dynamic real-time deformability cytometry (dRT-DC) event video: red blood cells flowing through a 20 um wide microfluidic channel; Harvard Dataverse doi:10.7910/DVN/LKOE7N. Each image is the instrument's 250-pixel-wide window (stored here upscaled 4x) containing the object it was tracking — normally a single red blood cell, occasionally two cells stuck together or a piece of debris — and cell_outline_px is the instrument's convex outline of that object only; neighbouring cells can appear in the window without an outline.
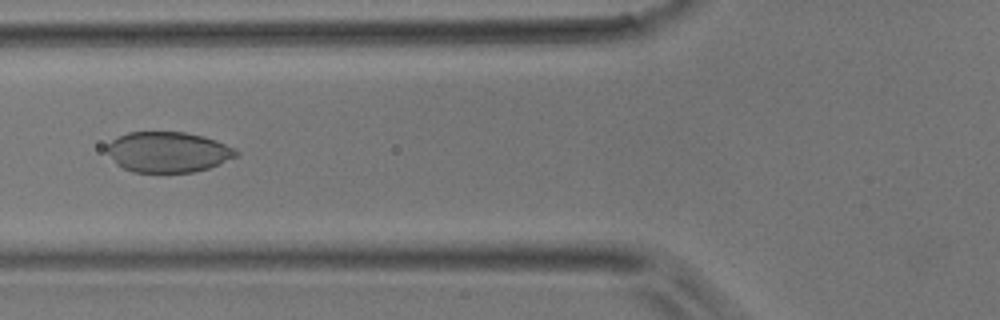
{"species": "common noctule bat (a hibernating species)", "species_latin": "Nyctalus noctula", "temperature_condition": "room temperature", "stored_images_in_passage": 50, "camera_frame_rate_fps": 3000, "um_per_image_px": 0.085, "animal": {"sex": "male", "body_mass_g": 17.9}, "frame": {"image": 1, "passage_image": 19, "time_ms": 6.0, "image_size_px": [1000, 320], "cell_outline_px": [[240, 156], [220, 164], [208, 168], [192, 172], [132, 172], [116, 164], [108, 152], [108, 144], [112, 140], [128, 132], [184, 132], [204, 136], [216, 140], [236, 148], [240, 152]], "centroid_in_image_um": [14.35, 12.92], "position_along_channel_um": 111.5, "area_um2": 30.58}}
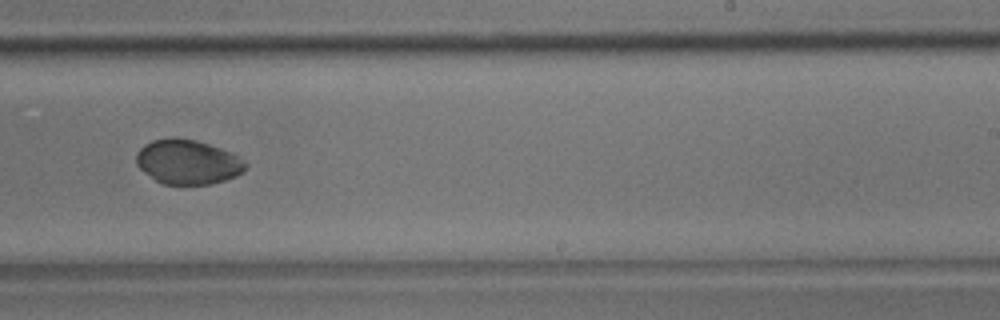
{"frame": {"image": 2, "passage_image": 31, "time_ms": 10.0, "image_size_px": [1000, 320], "cell_outline_px": [[248, 164], [244, 172], [236, 176], [212, 184], [164, 184], [156, 180], [144, 172], [136, 164], [136, 152], [144, 144], [152, 140], [196, 140], [232, 152], [240, 156]], "centroid_in_image_um": [16.0, 13.79], "position_along_channel_um": 273.0, "area_um2": 28.03}}
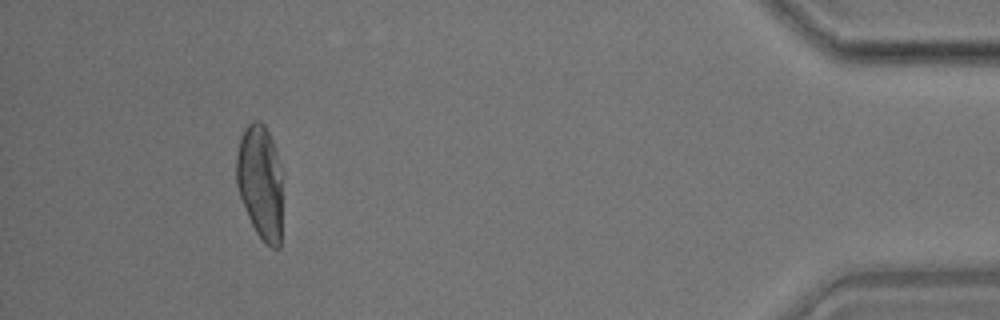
{"frame": {"image": 3, "passage_image": 46, "time_ms": 15.0, "image_size_px": [1000, 320], "cell_outline_px": [[280, 248], [272, 248], [256, 232], [248, 216], [240, 196], [236, 184], [236, 156], [240, 136], [244, 128], [252, 120], [260, 120], [264, 124], [272, 140], [276, 152], [280, 180]], "centroid_in_image_um": [22.07, 15.41], "position_along_channel_um": 413.1, "area_um2": 30.11}}